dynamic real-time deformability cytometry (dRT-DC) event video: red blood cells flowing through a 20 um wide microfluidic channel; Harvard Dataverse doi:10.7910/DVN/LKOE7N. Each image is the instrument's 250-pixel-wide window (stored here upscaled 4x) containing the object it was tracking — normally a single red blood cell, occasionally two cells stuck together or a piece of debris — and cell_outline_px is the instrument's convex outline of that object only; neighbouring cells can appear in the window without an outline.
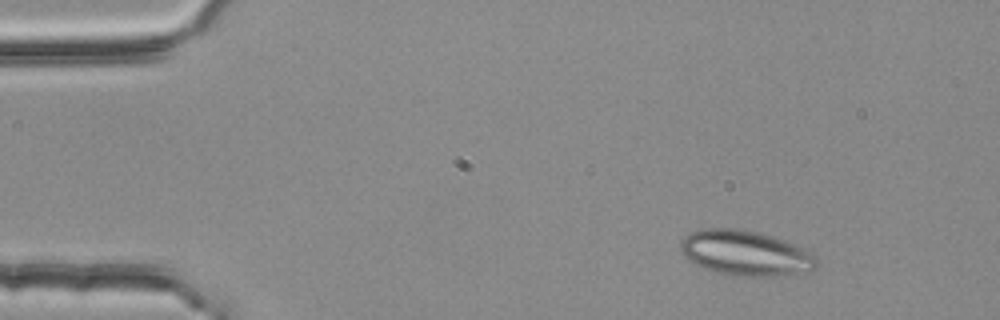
{"species": "common noctule bat (a hibernating species)", "species_latin": "Nyctalus noctula", "temperature_condition": "room temperature", "stored_images_in_passage": 3, "camera_frame_rate_fps": 3000, "um_per_image_px": 0.085, "animal": {"sex": "female", "body_mass_g": 25.1}, "frame": {"image": 1, "passage_image": 1, "time_ms": 0.0, "image_size_px": [1000, 320], "cell_outline_px": [[820, 260], [812, 268], [772, 276], [756, 276], [720, 272], [704, 268], [688, 260], [684, 256], [680, 248], [680, 244], [684, 236], [692, 232], [704, 228], [732, 228], [756, 232], [772, 236], [784, 240], [816, 256]], "centroid_in_image_um": [63.29, 21.47], "position_along_channel_um": 21.7, "area_um2": 34.62}}